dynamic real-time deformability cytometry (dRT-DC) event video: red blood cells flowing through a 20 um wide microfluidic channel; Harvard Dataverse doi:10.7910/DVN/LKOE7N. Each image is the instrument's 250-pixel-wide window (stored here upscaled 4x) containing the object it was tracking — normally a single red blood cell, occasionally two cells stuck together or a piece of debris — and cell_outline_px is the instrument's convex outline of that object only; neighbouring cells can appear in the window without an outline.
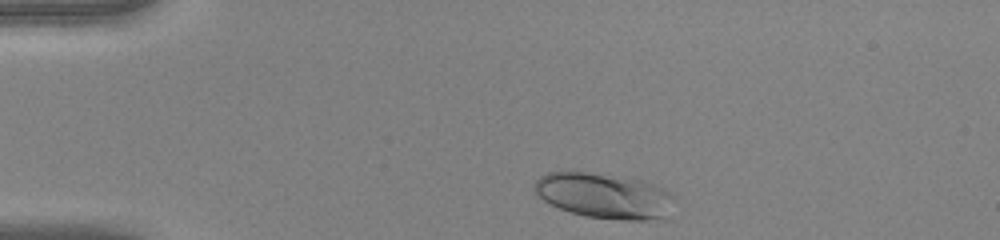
{"species": "human", "species_latin": "Homo sapiens", "temperature_condition": "warm", "stored_images_in_passage": 34, "camera_frame_rate_fps": 3000, "um_per_image_px": 0.085, "donor": {"sex": "female"}, "frame": {"image": 1, "passage_image": 2, "time_ms": 0.333, "image_size_px": [1000, 240], "cell_outline_px": [[676, 196], [664, 220], [620, 220], [584, 216], [560, 208], [544, 200], [536, 192], [532, 184], [540, 176], [548, 172], [584, 172], [620, 176], [640, 180], [652, 184], [672, 192]], "centroid_in_image_um": [51.4, 16.65], "position_along_channel_um": 33.6, "area_um2": 37.05}}
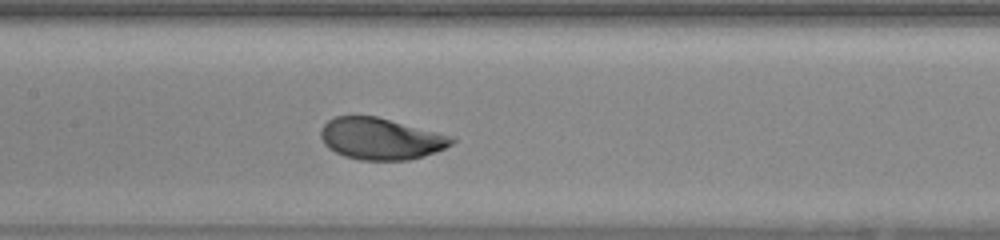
{"frame": {"image": 2, "passage_image": 16, "time_ms": 5.0, "image_size_px": [1000, 240], "cell_outline_px": [[456, 140], [452, 144], [444, 148], [424, 156], [408, 160], [360, 160], [344, 156], [328, 148], [324, 144], [320, 136], [320, 132], [324, 124], [328, 120], [336, 116], [376, 116], [436, 132]], "centroid_in_image_um": [32.3, 11.8], "position_along_channel_um": 175.1, "area_um2": 31.39}}
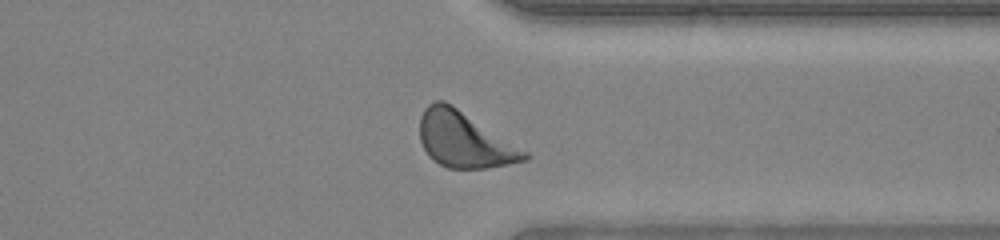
{"frame": {"image": 3, "passage_image": 30, "time_ms": 9.667, "image_size_px": [1000, 240], "cell_outline_px": [[532, 156], [528, 160], [488, 168], [448, 168], [432, 160], [428, 156], [420, 140], [420, 116], [424, 108], [428, 104], [436, 100], [444, 100], [452, 104], [528, 152]], "centroid_in_image_um": [39.46, 11.87], "position_along_channel_um": 371.9, "area_um2": 33.99}, "authors_computed_cell_mechanics": {"area_um2": 32.4258, "velocity_mm_per_s": 4.2416, "shape_relaxation_time_tau1_ms": 2.2965, "shape_relaxation_time_tau2_ms": null, "deformation_change_tau1": 0.1404, "deformation_change_tau2": null}}